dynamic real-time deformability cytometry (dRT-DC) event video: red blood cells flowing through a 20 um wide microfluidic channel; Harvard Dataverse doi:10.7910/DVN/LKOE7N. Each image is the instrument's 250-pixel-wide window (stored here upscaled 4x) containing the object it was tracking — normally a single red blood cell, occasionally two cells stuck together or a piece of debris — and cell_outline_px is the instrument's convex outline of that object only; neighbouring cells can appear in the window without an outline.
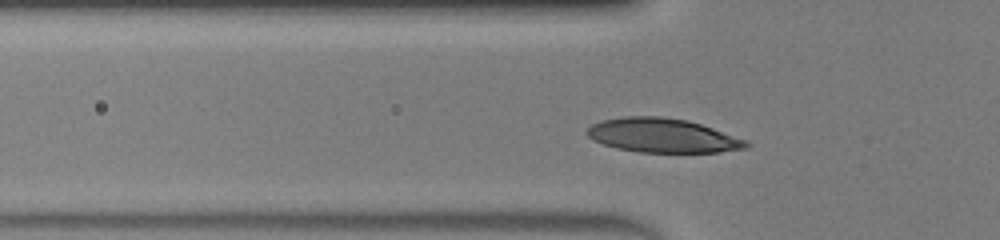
{"species": "human", "species_latin": "Homo sapiens", "temperature_condition": "warm", "stored_images_in_passage": 33, "camera_frame_rate_fps": 3000, "um_per_image_px": 0.085, "donor": {"sex": "male"}, "frame": {"image": 1, "passage_image": 7, "time_ms": 2.0, "image_size_px": [1000, 240], "cell_outline_px": [[752, 144], [748, 148], [720, 152], [640, 152], [616, 148], [592, 140], [584, 132], [592, 124], [600, 120], [624, 116], [660, 116], [688, 120], [748, 140]], "centroid_in_image_um": [56.32, 11.51], "position_along_channel_um": 69.5, "area_um2": 31.85}}
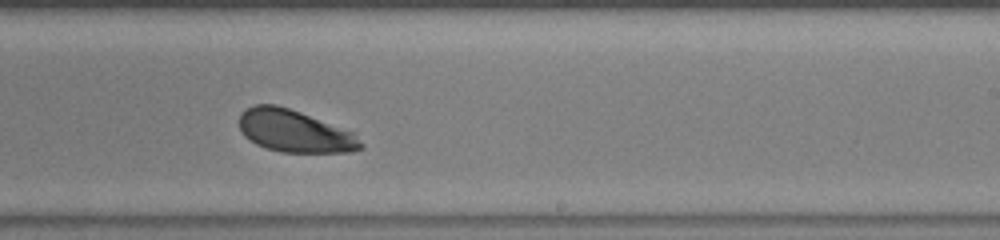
{"frame": {"image": 2, "passage_image": 21, "time_ms": 6.667, "image_size_px": [1000, 240], "cell_outline_px": [[364, 148], [352, 152], [280, 152], [256, 144], [244, 136], [240, 132], [240, 112], [244, 108], [256, 104], [276, 104], [300, 112], [352, 132], [364, 144]], "centroid_in_image_um": [25.01, 11.14], "position_along_channel_um": 264.0, "area_um2": 29.82}}
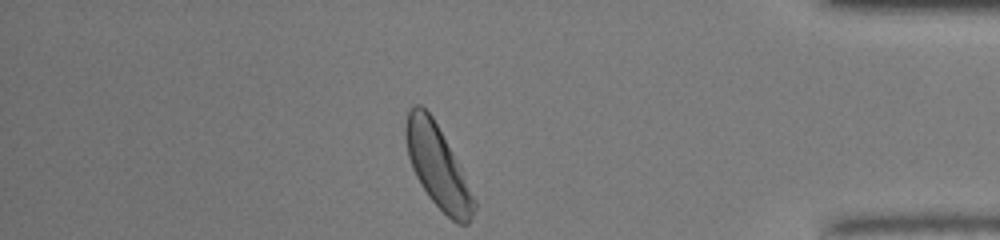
{"frame": {"image": 3, "passage_image": 33, "time_ms": 10.667, "image_size_px": [1000, 240], "cell_outline_px": [[476, 208], [468, 224], [456, 224], [428, 196], [420, 184], [412, 168], [408, 156], [404, 132], [404, 124], [408, 108], [412, 104], [420, 104], [432, 116], [460, 168], [476, 200]], "centroid_in_image_um": [37.16, 14.13], "position_along_channel_um": 398.0, "area_um2": 32.43}, "authors_computed_cell_mechanics": {"area_um2": 30.8074, "velocity_mm_per_s": 4.1678, "shape_relaxation_time_tau1_ms": 1.6752, "shape_relaxation_time_tau2_ms": null, "deformation_change_tau1": 0.1197, "deformation_change_tau2": null}}